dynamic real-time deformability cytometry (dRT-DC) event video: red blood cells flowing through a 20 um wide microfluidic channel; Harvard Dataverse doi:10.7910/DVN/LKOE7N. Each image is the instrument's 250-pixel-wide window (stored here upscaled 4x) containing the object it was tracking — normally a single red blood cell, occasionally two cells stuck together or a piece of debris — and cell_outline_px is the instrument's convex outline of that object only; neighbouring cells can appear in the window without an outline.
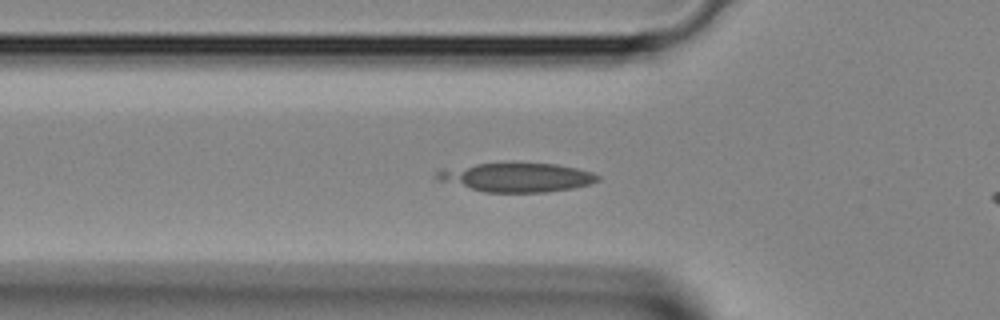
{"species": "Egyptian fruit bat (a non-hibernating species)", "species_latin": "Rousettus aegyptiacus", "temperature_condition": "room temperature", "stored_images_in_passage": 25, "camera_frame_rate_fps": 3000, "um_per_image_px": 0.085, "animal": {"sex": "female"}, "frame": {"image": 1, "passage_image": 8, "time_ms": 2.333, "image_size_px": [1000, 320], "cell_outline_px": [[600, 180], [588, 184], [572, 188], [544, 192], [484, 192], [436, 180], [436, 172], [440, 168], [476, 164], [556, 164], [576, 168], [592, 172], [600, 176]], "centroid_in_image_um": [43.88, 15.08], "position_along_channel_um": 81.9, "area_um2": 26.88}}
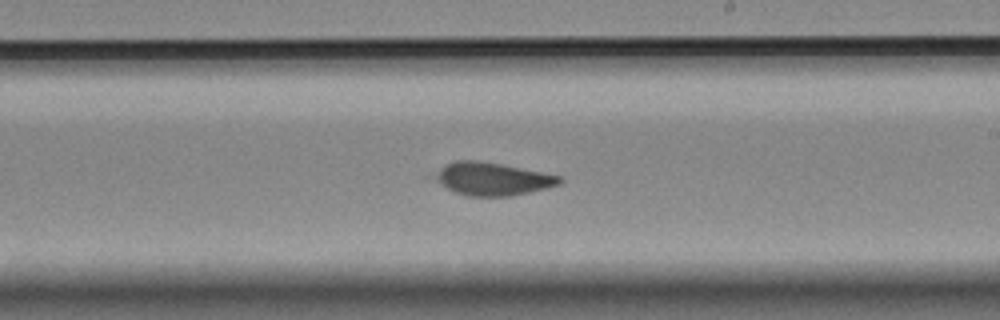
{"frame": {"image": 2, "passage_image": 18, "time_ms": 5.667, "image_size_px": [1000, 320], "cell_outline_px": [[564, 180], [560, 184], [512, 196], [468, 196], [456, 192], [440, 184], [428, 176], [440, 168], [456, 160], [480, 160], [560, 176]], "centroid_in_image_um": [41.78, 15.2], "position_along_channel_um": 247.2, "area_um2": 23.76}}
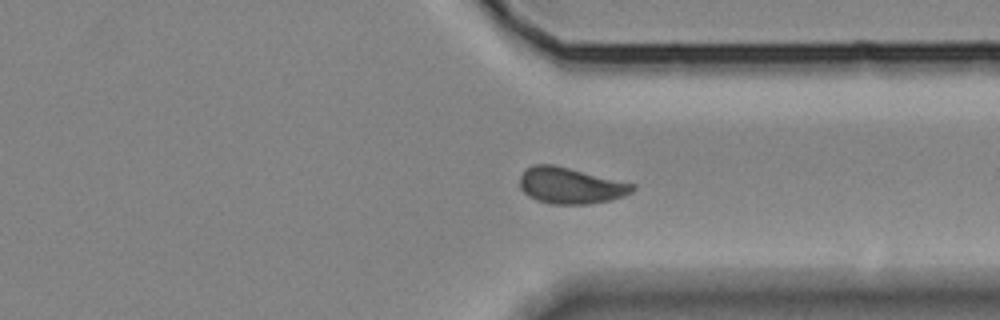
{"frame": {"image": 3, "passage_image": 25, "time_ms": 8.0, "image_size_px": [1000, 320], "cell_outline_px": [[636, 188], [632, 192], [624, 196], [612, 200], [588, 204], [552, 204], [536, 200], [528, 196], [520, 188], [520, 176], [528, 168], [536, 164], [552, 164], [636, 184]], "centroid_in_image_um": [48.52, 15.79], "position_along_channel_um": 362.9, "area_um2": 23.76}}